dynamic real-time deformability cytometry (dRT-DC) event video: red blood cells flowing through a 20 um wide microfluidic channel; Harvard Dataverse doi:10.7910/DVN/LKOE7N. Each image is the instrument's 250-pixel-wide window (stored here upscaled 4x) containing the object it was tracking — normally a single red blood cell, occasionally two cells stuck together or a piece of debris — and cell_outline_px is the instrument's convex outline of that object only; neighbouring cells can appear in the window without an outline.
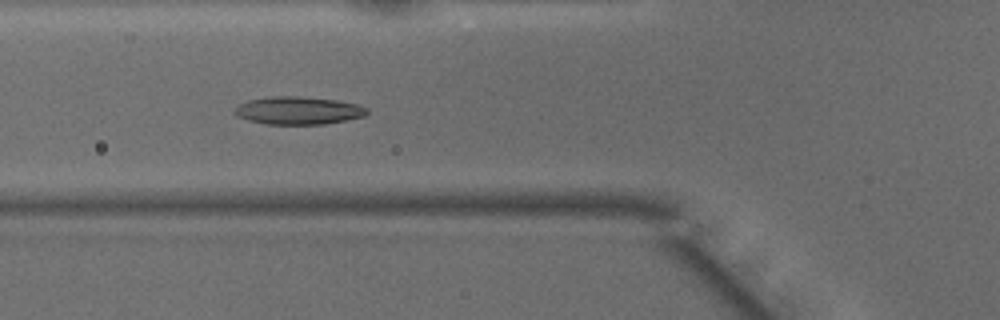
{"species": "common noctule bat (a hibernating species)", "species_latin": "Nyctalus noctula", "temperature_condition": "warm", "stored_images_in_passage": 10, "camera_frame_rate_fps": 3000, "um_per_image_px": 0.085, "animal": {"sex": "male", "body_mass_g": 15.6}, "frame": {"image": 1, "passage_image": 7, "time_ms": 2.0, "image_size_px": [1000, 320], "cell_outline_px": [[368, 112], [364, 116], [324, 124], [268, 124], [248, 120], [236, 116], [232, 112], [240, 104], [248, 100], [272, 96], [300, 96], [336, 100], [356, 104], [368, 108]], "centroid_in_image_um": [25.33, 9.39], "position_along_channel_um": 100.5, "area_um2": 21.33}}